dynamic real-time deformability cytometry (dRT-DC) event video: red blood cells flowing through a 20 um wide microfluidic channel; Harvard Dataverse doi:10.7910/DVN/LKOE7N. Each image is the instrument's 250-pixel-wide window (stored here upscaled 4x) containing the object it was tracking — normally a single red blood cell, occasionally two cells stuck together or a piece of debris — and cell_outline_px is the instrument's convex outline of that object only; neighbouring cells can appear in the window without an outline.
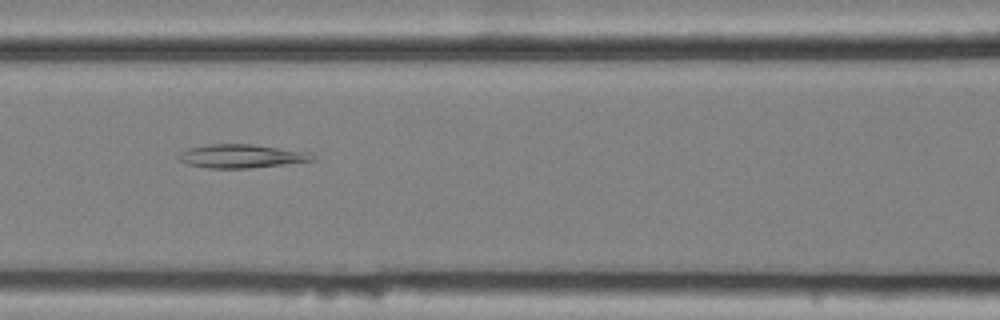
{"species": "common noctule bat (a hibernating species)", "species_latin": "Nyctalus noctula", "temperature_condition": "cold", "stored_images_in_passage": 23, "camera_frame_rate_fps": 3000, "um_per_image_px": 0.085, "animal": {"sex": "female", "body_mass_g": 25.1}, "frame": {"image": 1, "passage_image": 7, "time_ms": 2.0, "image_size_px": [1000, 320], "cell_outline_px": [[316, 160], [248, 168], [208, 168], [188, 164], [180, 160], [176, 156], [176, 152], [188, 148], [208, 144], [248, 144], [308, 152], [316, 156]], "centroid_in_image_um": [20.45, 13.27], "position_along_channel_um": 146.2, "area_um2": 18.26}}